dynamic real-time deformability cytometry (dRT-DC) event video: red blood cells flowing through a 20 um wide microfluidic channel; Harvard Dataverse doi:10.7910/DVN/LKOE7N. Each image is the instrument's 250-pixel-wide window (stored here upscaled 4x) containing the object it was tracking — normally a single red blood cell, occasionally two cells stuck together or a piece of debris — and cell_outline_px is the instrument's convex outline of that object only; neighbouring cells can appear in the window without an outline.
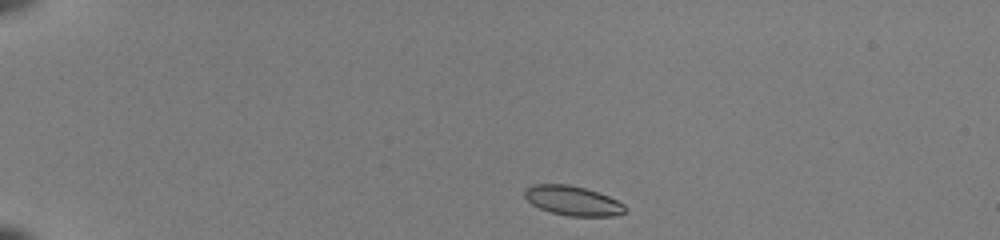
{"species": "common noctule bat (a hibernating species)", "species_latin": "Nyctalus noctula", "temperature_condition": "room temperature", "stored_images_in_passage": 41, "camera_frame_rate_fps": 3000, "um_per_image_px": 0.085, "animal": {"sex": "female", "body_mass_g": 22.0, "forearm_length_mm": 56.7}, "frame": {"image": 1, "passage_image": 1, "time_ms": 0.0, "image_size_px": [1000, 240], "cell_outline_px": [[628, 208], [624, 212], [612, 216], [568, 216], [548, 212], [532, 204], [524, 196], [524, 192], [532, 184], [568, 184], [584, 188], [608, 196], [624, 204]], "centroid_in_image_um": [48.68, 17.07], "position_along_channel_um": 36.3, "area_um2": 17.22}}
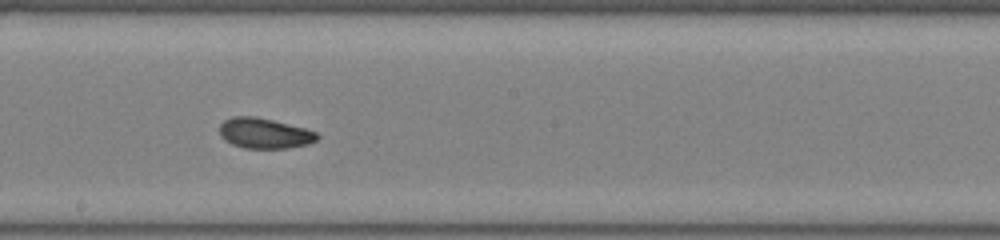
{"frame": {"image": 2, "passage_image": 21, "time_ms": 6.667, "image_size_px": [1000, 240], "cell_outline_px": [[320, 136], [316, 140], [308, 144], [288, 148], [244, 148], [232, 144], [224, 140], [220, 136], [220, 124], [224, 120], [232, 116], [256, 116], [304, 128], [316, 132]], "centroid_in_image_um": [22.45, 11.32], "position_along_channel_um": 225.7, "area_um2": 17.28}}
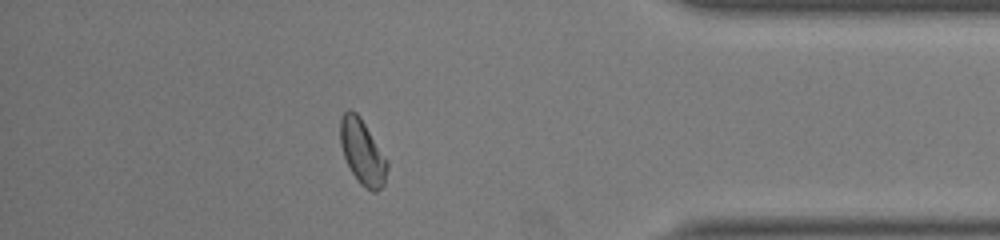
{"frame": {"image": 3, "passage_image": 36, "time_ms": 11.667, "image_size_px": [1000, 240], "cell_outline_px": [[388, 168], [384, 184], [376, 192], [372, 192], [364, 188], [360, 184], [352, 172], [344, 156], [340, 144], [340, 120], [344, 112], [348, 108], [356, 112], [360, 116], [388, 160]], "centroid_in_image_um": [30.81, 12.92], "position_along_channel_um": 404.4, "area_um2": 17.86}, "authors_computed_cell_mechanics": {"area_um2": 17.2822, "velocity_mm_per_s": 3.995, "shape_relaxation_time_tau1_ms": 3.6322, "shape_relaxation_time_tau2_ms": 1.7224, "deformation_change_tau1": 0.1323, "deformation_change_tau2": 0.0564}}